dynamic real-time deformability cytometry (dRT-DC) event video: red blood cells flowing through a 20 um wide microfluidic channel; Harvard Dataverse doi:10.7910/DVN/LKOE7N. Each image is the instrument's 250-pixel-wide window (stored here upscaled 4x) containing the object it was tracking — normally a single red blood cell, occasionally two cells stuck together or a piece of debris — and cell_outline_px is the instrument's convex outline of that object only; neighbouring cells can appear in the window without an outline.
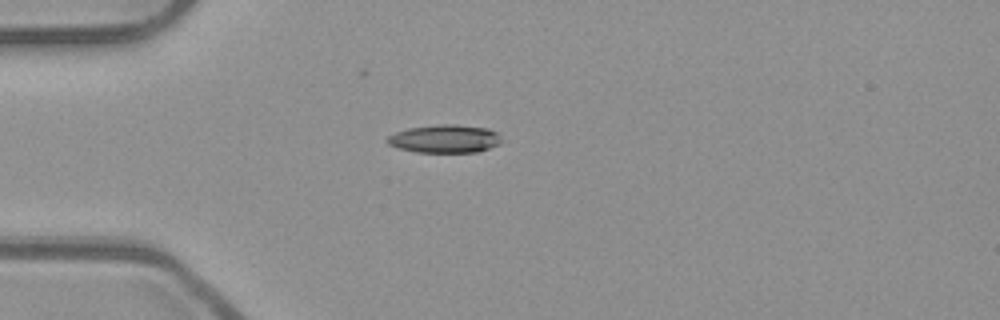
{"species": "common noctule bat (a hibernating species)", "species_latin": "Nyctalus noctula", "temperature_condition": "room temperature", "stored_images_in_passage": 40, "camera_frame_rate_fps": 3000, "um_per_image_px": 0.085, "animal": {"sex": "male", "body_mass_g": 23.1, "forearm_length_mm": 52.7}, "frame": {"image": 1, "passage_image": 1, "time_ms": 0.0, "image_size_px": [1000, 320], "cell_outline_px": [[500, 144], [476, 152], [416, 152], [400, 148], [388, 144], [384, 140], [388, 136], [396, 132], [408, 128], [440, 124], [456, 124], [488, 128], [496, 132], [500, 136]], "centroid_in_image_um": [37.79, 11.79], "position_along_channel_um": 47.2, "area_um2": 18.67}}
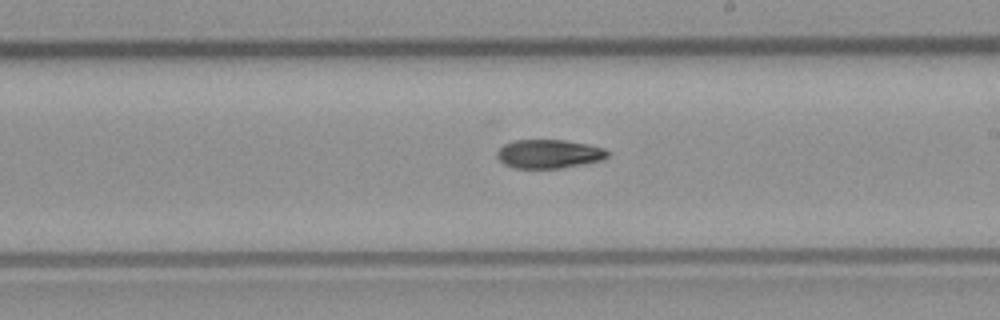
{"frame": {"image": 2, "passage_image": 17, "time_ms": 5.333, "image_size_px": [1000, 320], "cell_outline_px": [[608, 156], [600, 160], [560, 168], [512, 168], [504, 164], [496, 156], [496, 152], [504, 144], [516, 140], [564, 140], [588, 144], [604, 148], [608, 152]], "centroid_in_image_um": [46.62, 13.08], "position_along_channel_um": 242.4, "area_um2": 18.38}}
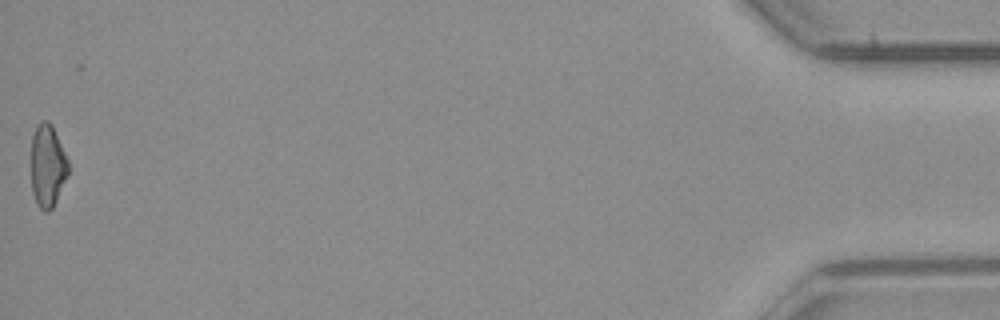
{"frame": {"image": 3, "passage_image": 39, "time_ms": 12.667, "image_size_px": [1000, 320], "cell_outline_px": [[68, 176], [52, 208], [48, 212], [44, 212], [36, 204], [32, 192], [32, 136], [36, 128], [44, 120], [48, 120], [52, 124], [68, 160]], "centroid_in_image_um": [4.05, 14.12], "position_along_channel_um": 431.1, "area_um2": 17.74}}